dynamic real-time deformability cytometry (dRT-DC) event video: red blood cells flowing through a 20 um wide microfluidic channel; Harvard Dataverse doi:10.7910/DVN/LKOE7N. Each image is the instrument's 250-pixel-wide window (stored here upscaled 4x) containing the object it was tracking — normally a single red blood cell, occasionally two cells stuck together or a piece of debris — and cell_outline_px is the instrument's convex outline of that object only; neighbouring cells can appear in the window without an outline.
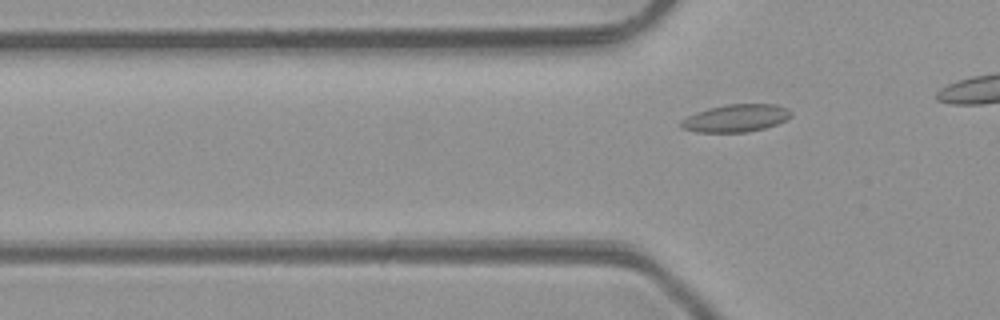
{"species": "common noctule bat (a hibernating species)", "species_latin": "Nyctalus noctula", "temperature_condition": "room temperature", "stored_images_in_passage": 3, "camera_frame_rate_fps": 3000, "um_per_image_px": 0.085, "animal": {"sex": "male", "body_mass_g": 23.1, "forearm_length_mm": 52.7}, "frame": {"image": 1, "passage_image": 3, "time_ms": 3.0, "image_size_px": [1000, 320], "cell_outline_px": [[792, 116], [776, 124], [764, 128], [744, 132], [696, 132], [684, 128], [680, 124], [680, 120], [696, 112], [708, 108], [728, 104], [776, 104], [788, 108], [792, 112]], "centroid_in_image_um": [62.56, 10.03], "position_along_channel_um": 63.2, "area_um2": 17.57}}